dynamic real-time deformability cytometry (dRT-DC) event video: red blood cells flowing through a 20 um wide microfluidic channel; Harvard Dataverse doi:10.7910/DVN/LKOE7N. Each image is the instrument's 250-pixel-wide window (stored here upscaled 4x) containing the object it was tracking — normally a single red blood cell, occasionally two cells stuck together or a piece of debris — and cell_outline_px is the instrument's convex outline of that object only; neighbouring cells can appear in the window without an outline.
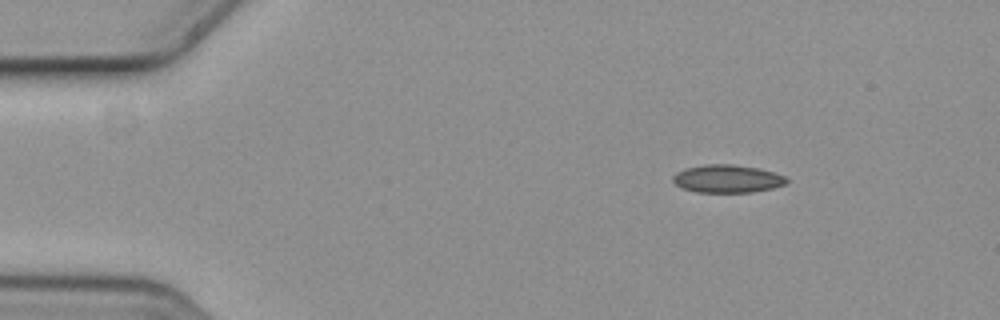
{"species": "common noctule bat (a hibernating species)", "species_latin": "Nyctalus noctula", "temperature_condition": "cold", "stored_images_in_passage": 5, "camera_frame_rate_fps": 3000, "um_per_image_px": 0.085, "animal": {"sex": "female", "body_mass_g": 19.3, "forearm_length_mm": 54.1}, "frame": {"image": 1, "passage_image": 1, "time_ms": 0.0, "image_size_px": [1000, 320], "cell_outline_px": [[788, 180], [784, 184], [772, 188], [752, 192], [696, 192], [684, 188], [676, 184], [672, 180], [672, 176], [676, 172], [684, 168], [704, 164], [732, 164], [756, 168], [772, 172], [784, 176]], "centroid_in_image_um": [61.77, 15.19], "position_along_channel_um": 23.2, "area_um2": 18.32}}
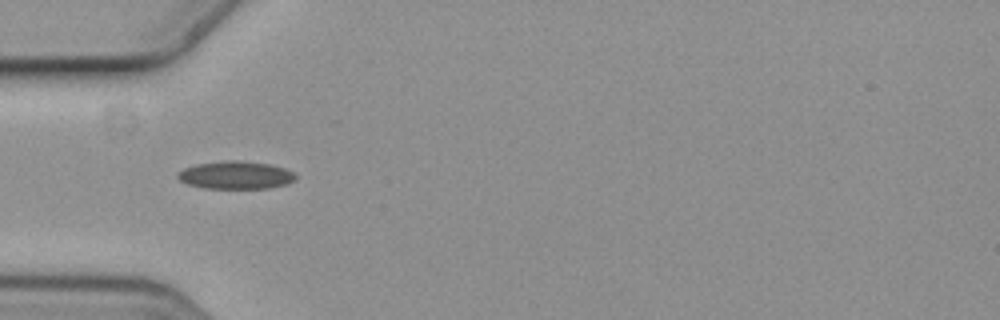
{"frame": {"image": 2, "passage_image": 4, "time_ms": 1.0, "image_size_px": [1000, 320], "cell_outline_px": [[296, 176], [288, 184], [268, 188], [204, 188], [188, 184], [180, 180], [176, 176], [184, 168], [196, 164], [228, 160], [236, 160], [268, 164], [284, 168], [292, 172]], "centroid_in_image_um": [20.02, 14.88], "position_along_channel_um": 65.0, "area_um2": 18.84}}
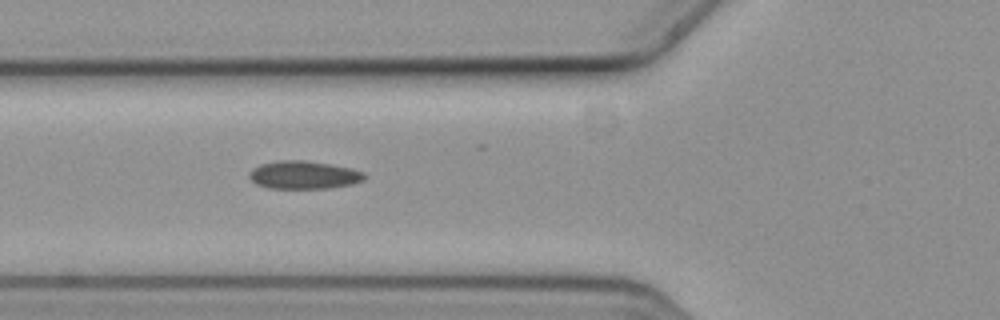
{"frame": {"image": 3, "passage_image": 5, "time_ms": 1.333, "image_size_px": [1000, 320], "cell_outline_px": [[368, 176], [364, 180], [352, 184], [328, 188], [268, 188], [256, 184], [248, 176], [248, 172], [252, 168], [260, 164], [280, 160], [304, 160], [332, 164], [352, 168], [364, 172]], "centroid_in_image_um": [25.83, 14.86], "position_along_channel_um": 100.0, "area_um2": 19.02}}